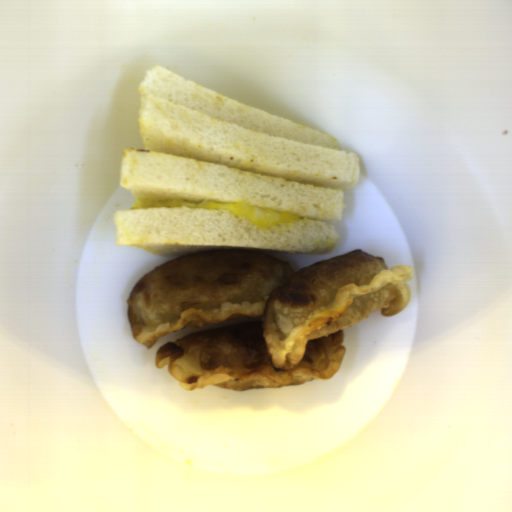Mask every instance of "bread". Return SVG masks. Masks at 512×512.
I'll return each mask as SVG.
<instances>
[{"mask_svg": "<svg viewBox=\"0 0 512 512\" xmlns=\"http://www.w3.org/2000/svg\"><path fill=\"white\" fill-rule=\"evenodd\" d=\"M143 148L122 149L119 185L138 198L247 201L301 216L258 227L220 210L115 211L118 246L171 258L209 250L323 254L335 248L344 193L360 163L332 135L229 98L163 66L139 83Z\"/></svg>", "mask_w": 512, "mask_h": 512, "instance_id": "obj_1", "label": "bread"}]
</instances>
